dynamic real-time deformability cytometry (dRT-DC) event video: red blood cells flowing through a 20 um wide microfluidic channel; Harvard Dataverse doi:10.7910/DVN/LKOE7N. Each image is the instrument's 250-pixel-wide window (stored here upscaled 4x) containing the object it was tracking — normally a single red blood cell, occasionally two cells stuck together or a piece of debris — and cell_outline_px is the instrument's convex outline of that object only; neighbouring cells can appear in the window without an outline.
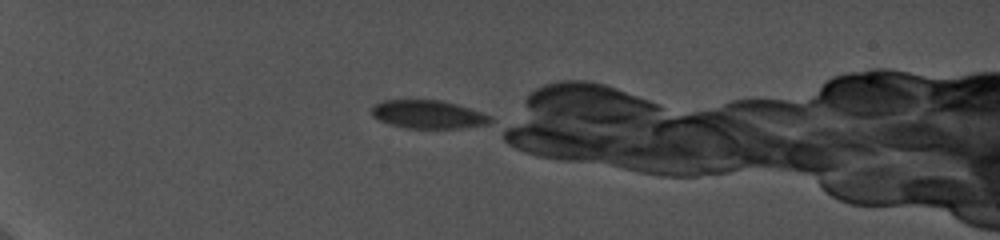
{"species": "common noctule bat (a hibernating species)", "species_latin": "Nyctalus noctula", "temperature_condition": "cold", "stored_images_in_passage": 22, "camera_frame_rate_fps": 5000, "um_per_image_px": 0.085, "animal": {"sex": "female", "body_mass_g": 19.0, "forearm_length_mm": 56.7}, "frame": {"image": 1, "passage_image": 1, "time_ms": 0.0, "image_size_px": [1000, 240], "cell_outline_px": [[492, 120], [488, 124], [460, 128], [404, 128], [388, 124], [372, 116], [372, 108], [376, 104], [384, 100], [440, 100], [456, 104], [492, 116]], "centroid_in_image_um": [36.38, 9.73], "position_along_channel_um": 48.6, "area_um2": 19.42}}
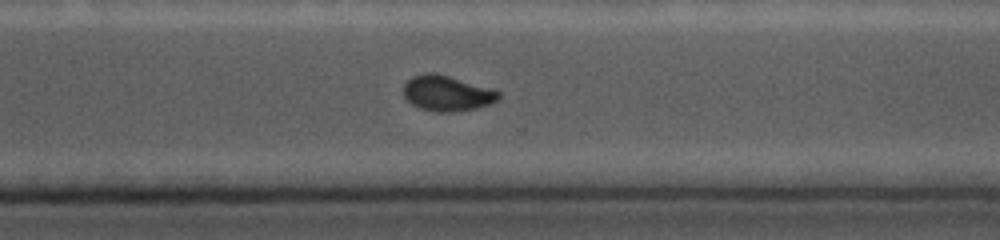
{"frame": {"image": 2, "passage_image": 16, "time_ms": 9.0, "image_size_px": [1000, 240], "cell_outline_px": [[500, 96], [496, 100], [488, 104], [476, 108], [452, 112], [436, 112], [420, 108], [412, 104], [404, 96], [404, 84], [412, 76], [424, 72], [432, 72], [496, 88], [500, 92]], "centroid_in_image_um": [38.01, 7.91], "position_along_channel_um": 332.6, "area_um2": 19.77}}
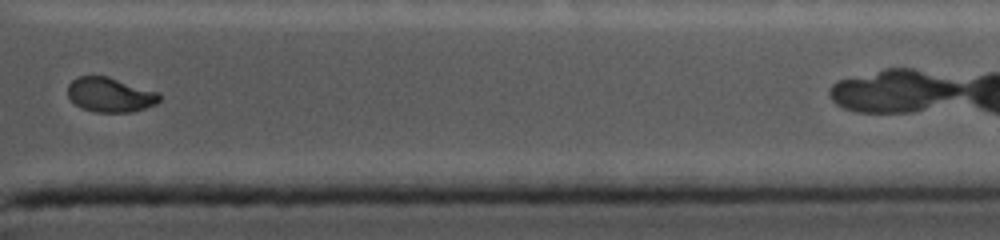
{"frame": {"image": 3, "passage_image": 19, "time_ms": 10.8, "image_size_px": [1000, 240], "cell_outline_px": [[160, 100], [156, 104], [132, 112], [96, 112], [84, 108], [76, 104], [68, 96], [68, 84], [72, 80], [80, 76], [108, 76], [160, 92]], "centroid_in_image_um": [9.39, 8.05], "position_along_channel_um": 402.0, "area_um2": 18.44}}